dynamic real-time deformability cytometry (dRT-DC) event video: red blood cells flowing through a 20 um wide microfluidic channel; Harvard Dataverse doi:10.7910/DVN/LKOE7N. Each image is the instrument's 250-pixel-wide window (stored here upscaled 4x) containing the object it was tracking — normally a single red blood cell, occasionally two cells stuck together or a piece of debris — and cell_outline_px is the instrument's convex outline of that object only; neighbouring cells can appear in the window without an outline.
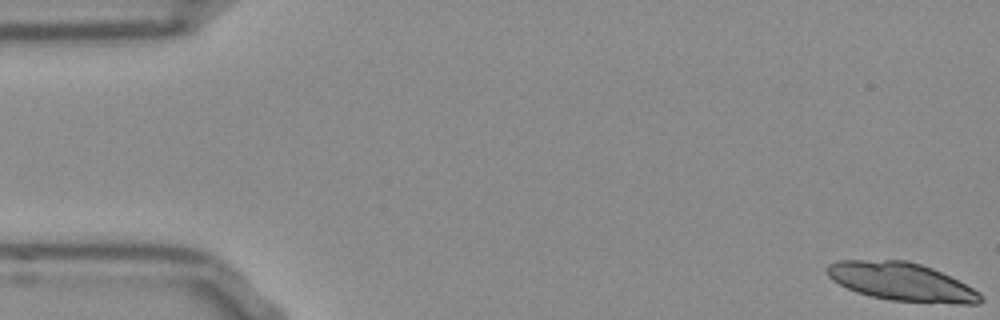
{"species": "Egyptian fruit bat (a non-hibernating species)", "species_latin": "Rousettus aegyptiacus", "temperature_condition": "room temperature", "stored_images_in_passage": 41, "segment_of_instrument_passage": [1, 2], "camera_frame_rate_fps": 3000, "um_per_image_px": 0.085, "frame": {"image": 1, "passage_image": 1, "time_ms": 0.0, "image_size_px": [1000, 320], "cell_outline_px": [[984, 300], [980, 304], [956, 304], [888, 300], [856, 292], [832, 280], [828, 276], [828, 264], [836, 260], [908, 260], [932, 268], [980, 292]], "centroid_in_image_um": [76.64, 23.96], "position_along_channel_um": 8.4, "area_um2": 34.04}}